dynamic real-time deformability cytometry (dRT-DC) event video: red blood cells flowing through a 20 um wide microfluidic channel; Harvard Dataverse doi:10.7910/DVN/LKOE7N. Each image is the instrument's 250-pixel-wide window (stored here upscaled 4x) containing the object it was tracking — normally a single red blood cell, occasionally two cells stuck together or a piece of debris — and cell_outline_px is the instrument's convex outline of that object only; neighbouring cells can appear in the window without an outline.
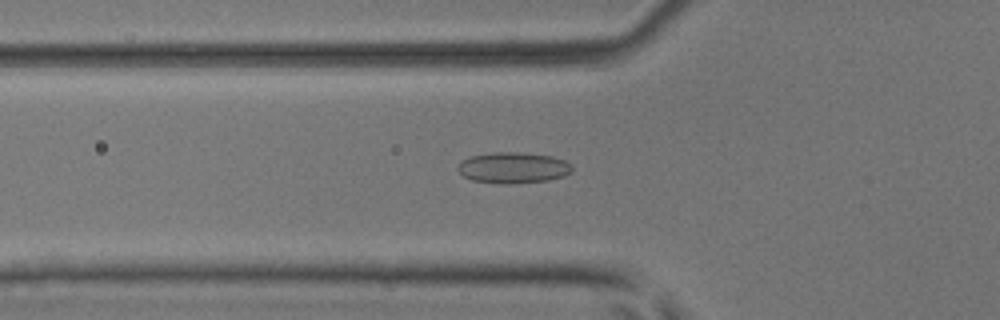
{"species": "common noctule bat (a hibernating species)", "species_latin": "Nyctalus noctula", "temperature_condition": "room temperature", "stored_images_in_passage": 50, "camera_frame_rate_fps": 3000, "um_per_image_px": 0.085, "animal": {"sex": "male", "body_mass_g": 17.9, "forearm_length_mm": 54.2}, "frame": {"image": 1, "passage_image": 18, "time_ms": 5.667, "image_size_px": [1000, 320], "cell_outline_px": [[572, 172], [564, 176], [548, 180], [508, 184], [472, 180], [464, 176], [456, 168], [460, 160], [472, 156], [492, 152], [520, 152], [552, 156], [564, 160], [572, 164]], "centroid_in_image_um": [43.63, 14.25], "position_along_channel_um": 82.2, "area_um2": 20.69}}
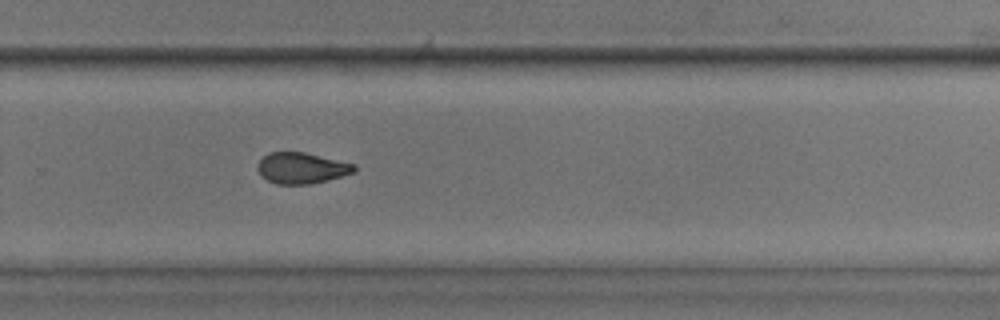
{"frame": {"image": 2, "passage_image": 34, "time_ms": 11.0, "image_size_px": [1000, 320], "cell_outline_px": [[356, 168], [352, 172], [328, 180], [308, 184], [276, 184], [260, 176], [256, 168], [260, 160], [268, 152], [304, 152], [356, 164]], "centroid_in_image_um": [25.59, 14.28], "position_along_channel_um": 304.2, "area_um2": 17.4}}
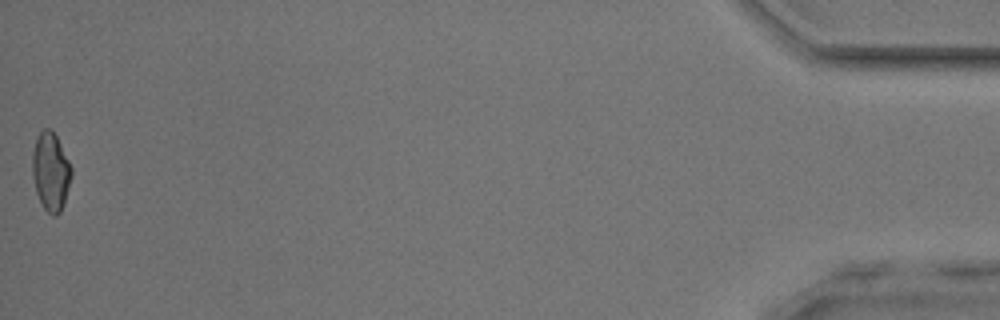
{"frame": {"image": 3, "passage_image": 50, "time_ms": 16.333, "image_size_px": [1000, 320], "cell_outline_px": [[72, 176], [64, 204], [60, 212], [56, 216], [52, 216], [44, 208], [36, 192], [32, 176], [32, 152], [36, 136], [44, 128], [52, 128], [72, 168]], "centroid_in_image_um": [4.3, 14.57], "position_along_channel_um": 430.9, "area_um2": 17.98}, "authors_computed_cell_mechanics": {"area_um2": 18.7561, "velocity_mm_per_s": 4.166, "shape_relaxation_time_tau1_ms": 10.9543, "shape_relaxation_time_tau2_ms": 1.7191, "deformation_change_tau1": 0.1524, "deformation_change_tau2": 0.0769}}